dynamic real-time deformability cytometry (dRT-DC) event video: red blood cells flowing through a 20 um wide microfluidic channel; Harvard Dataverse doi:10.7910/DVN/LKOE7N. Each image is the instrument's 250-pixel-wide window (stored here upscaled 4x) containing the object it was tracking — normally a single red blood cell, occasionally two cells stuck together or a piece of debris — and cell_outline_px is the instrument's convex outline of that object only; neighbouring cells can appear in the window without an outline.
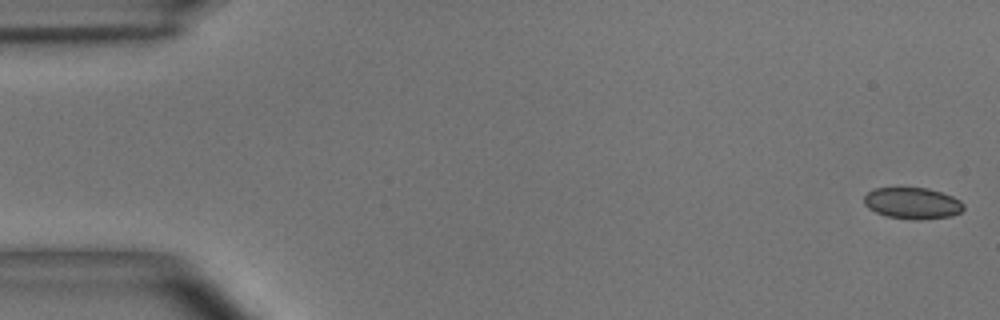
{"species": "common noctule bat (a hibernating species)", "species_latin": "Nyctalus noctula", "temperature_condition": "room temperature", "stored_images_in_passage": 54, "camera_frame_rate_fps": 3000, "um_per_image_px": 0.085, "animal": {"sex": "male", "body_mass_g": 15.6}, "frame": {"image": 1, "passage_image": 1, "time_ms": 0.0, "image_size_px": [1000, 320], "cell_outline_px": [[964, 208], [960, 212], [952, 216], [920, 220], [912, 220], [888, 216], [876, 212], [868, 208], [864, 204], [864, 196], [872, 188], [928, 188], [952, 196], [960, 200], [964, 204]], "centroid_in_image_um": [77.56, 17.28], "position_along_channel_um": 7.4, "area_um2": 18.26}}
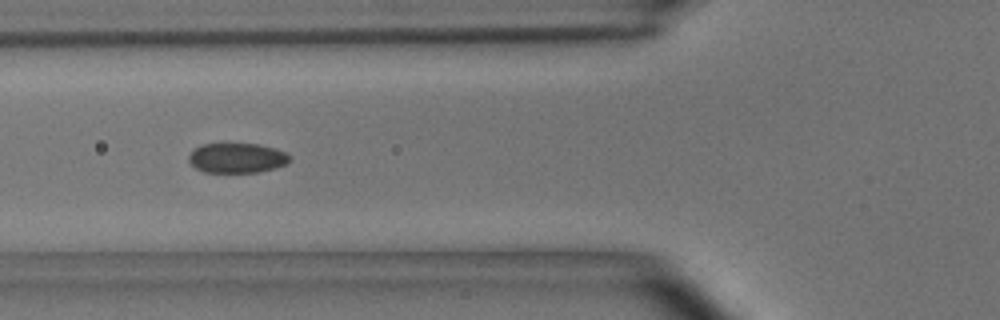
{"frame": {"image": 2, "passage_image": 20, "time_ms": 6.333, "image_size_px": [1000, 320], "cell_outline_px": [[292, 156], [288, 164], [276, 168], [256, 172], [204, 172], [196, 168], [188, 160], [188, 156], [200, 144], [260, 144], [284, 152]], "centroid_in_image_um": [20.16, 13.43], "position_along_channel_um": 105.6, "area_um2": 17.51}}
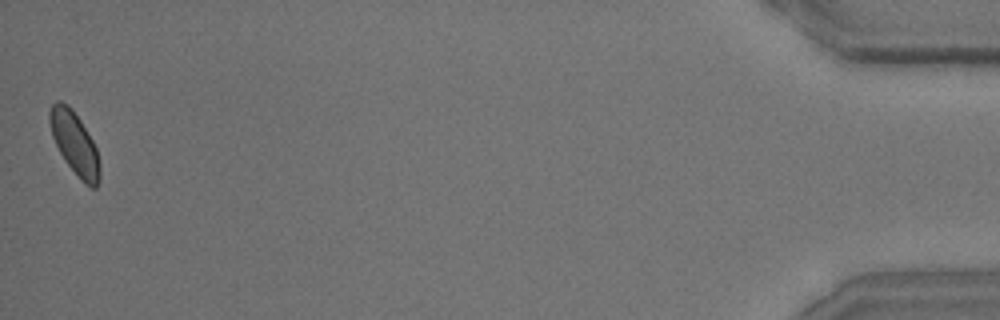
{"frame": {"image": 3, "passage_image": 54, "time_ms": 17.667, "image_size_px": [1000, 320], "cell_outline_px": [[100, 180], [96, 188], [92, 188], [84, 184], [80, 180], [64, 160], [52, 136], [48, 120], [48, 112], [52, 104], [56, 100], [60, 100], [68, 104], [72, 108], [80, 120], [92, 140], [96, 148], [100, 164]], "centroid_in_image_um": [6.34, 12.18], "position_along_channel_um": 428.9, "area_um2": 18.5}, "authors_computed_cell_mechanics": {"area_um2": 18.5827, "velocity_mm_per_s": 3.6632, "shape_relaxation_time_tau1_ms": 3.5959, "shape_relaxation_time_tau2_ms": 1.0204, "deformation_change_tau1": 0.0785, "deformation_change_tau2": 0.0362}}